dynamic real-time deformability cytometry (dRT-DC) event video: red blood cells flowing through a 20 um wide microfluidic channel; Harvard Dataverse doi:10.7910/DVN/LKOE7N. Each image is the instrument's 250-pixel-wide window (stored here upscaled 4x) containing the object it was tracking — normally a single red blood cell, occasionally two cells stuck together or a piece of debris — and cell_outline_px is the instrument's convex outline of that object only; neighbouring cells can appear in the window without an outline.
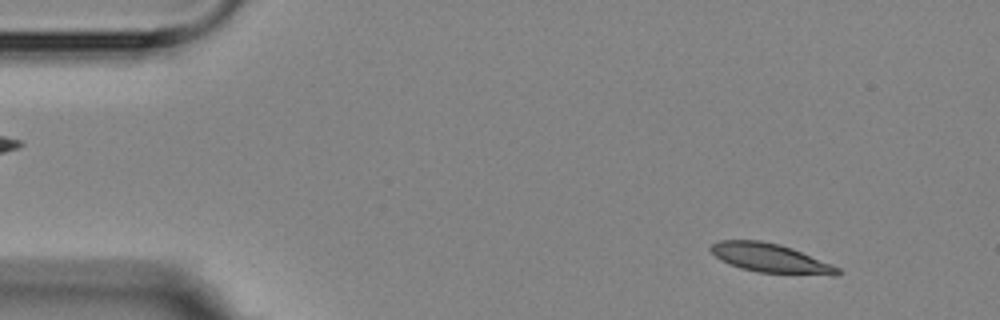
{"species": "Egyptian fruit bat (a non-hibernating species)", "species_latin": "Rousettus aegyptiacus", "temperature_condition": "room temperature", "stored_images_in_passage": 3, "camera_frame_rate_fps": 3000, "um_per_image_px": 0.085, "animal": {"sex": "female"}, "frame": {"image": 1, "passage_image": 1, "time_ms": 0.0, "image_size_px": [1000, 320], "cell_outline_px": [[840, 272], [836, 276], [832, 276], [756, 272], [740, 268], [720, 260], [708, 248], [712, 244], [720, 240], [760, 240], [780, 244], [792, 248], [832, 264], [840, 268]], "centroid_in_image_um": [65.51, 21.95], "position_along_channel_um": 19.5, "area_um2": 21.62}}
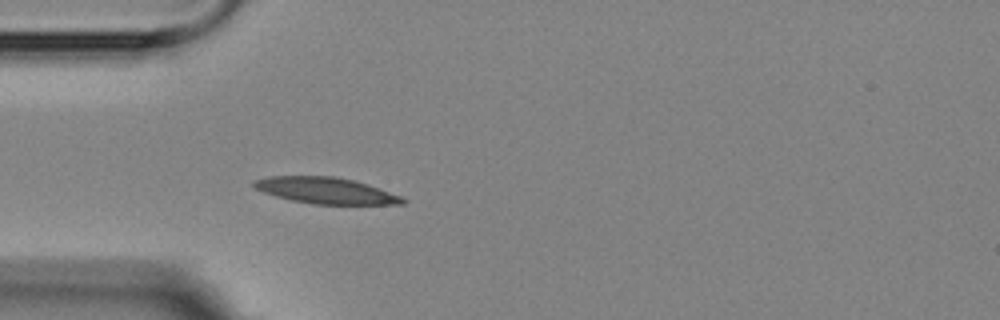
{"frame": {"image": 2, "passage_image": 3, "time_ms": 3.333, "image_size_px": [1000, 320], "cell_outline_px": [[408, 200], [404, 204], [312, 204], [292, 200], [276, 196], [264, 192], [256, 188], [252, 184], [252, 180], [268, 176], [332, 176], [352, 180], [400, 196]], "centroid_in_image_um": [27.63, 16.2], "position_along_channel_um": 57.4, "area_um2": 22.37}}